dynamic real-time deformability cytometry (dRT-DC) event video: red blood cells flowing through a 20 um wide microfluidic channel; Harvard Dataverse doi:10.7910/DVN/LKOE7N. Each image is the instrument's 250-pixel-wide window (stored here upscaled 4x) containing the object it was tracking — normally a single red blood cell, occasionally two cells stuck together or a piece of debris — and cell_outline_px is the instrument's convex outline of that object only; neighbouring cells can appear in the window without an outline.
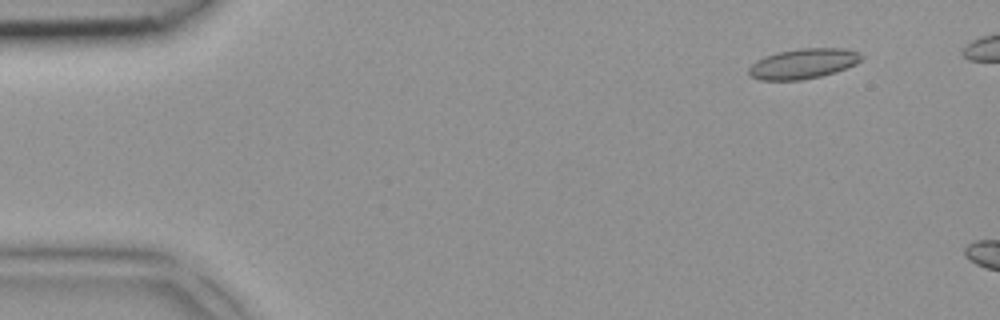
{"species": "common noctule bat (a hibernating species)", "species_latin": "Nyctalus noctula", "temperature_condition": "room temperature", "stored_images_in_passage": 2, "camera_frame_rate_fps": 3000, "um_per_image_px": 0.085, "animal": {"sex": "female", "body_mass_g": 18.4}, "frame": {"image": 1, "passage_image": 1, "time_ms": 0.0, "image_size_px": [1000, 320], "cell_outline_px": [[864, 56], [856, 64], [836, 72], [820, 76], [800, 80], [760, 80], [752, 76], [748, 72], [748, 68], [756, 60], [764, 56], [776, 52], [800, 48], [844, 48], [860, 52]], "centroid_in_image_um": [68.28, 5.4], "position_along_channel_um": 16.7, "area_um2": 19.88}}